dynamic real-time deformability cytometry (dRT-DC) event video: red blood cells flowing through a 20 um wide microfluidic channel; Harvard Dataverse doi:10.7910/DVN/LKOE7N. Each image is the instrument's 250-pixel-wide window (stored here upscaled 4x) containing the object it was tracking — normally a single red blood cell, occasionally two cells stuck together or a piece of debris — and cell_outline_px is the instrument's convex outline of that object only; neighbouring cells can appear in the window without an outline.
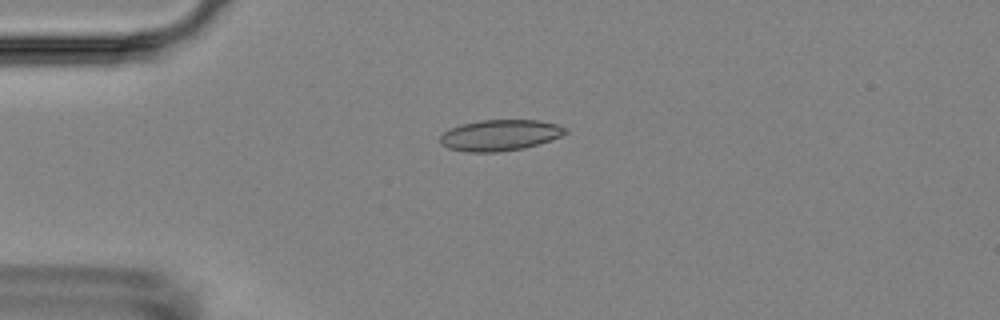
{"species": "Egyptian fruit bat (a non-hibernating species)", "species_latin": "Rousettus aegyptiacus", "temperature_condition": "room temperature", "stored_images_in_passage": 3, "camera_frame_rate_fps": 3000, "um_per_image_px": 0.085, "animal": {"sex": "female"}, "frame": {"image": 1, "passage_image": 1, "time_ms": 0.0, "image_size_px": [1000, 320], "cell_outline_px": [[568, 132], [560, 136], [524, 148], [500, 152], [468, 152], [448, 148], [440, 144], [440, 136], [444, 132], [460, 124], [480, 120], [540, 120], [556, 124], [568, 128]], "centroid_in_image_um": [42.48, 11.49], "position_along_channel_um": 42.5, "area_um2": 22.6}}